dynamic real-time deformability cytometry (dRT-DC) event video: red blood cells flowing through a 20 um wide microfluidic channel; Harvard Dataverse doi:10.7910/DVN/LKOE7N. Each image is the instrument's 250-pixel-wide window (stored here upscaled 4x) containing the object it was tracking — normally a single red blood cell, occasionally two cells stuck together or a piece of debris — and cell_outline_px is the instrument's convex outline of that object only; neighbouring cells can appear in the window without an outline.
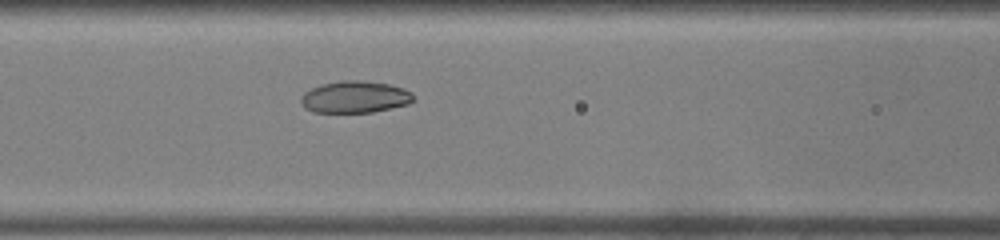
{"species": "common noctule bat (a hibernating species)", "species_latin": "Nyctalus noctula", "temperature_condition": "warm", "stored_images_in_passage": 41, "camera_frame_rate_fps": 3000, "um_per_image_px": 0.085, "animal": {"sex": "male", "body_mass_g": 19.0, "forearm_length_mm": 50.8}, "frame": {"image": 1, "passage_image": 14, "time_ms": 4.333, "image_size_px": [1000, 240], "cell_outline_px": [[412, 100], [408, 104], [372, 112], [312, 112], [304, 108], [300, 100], [300, 96], [304, 92], [320, 84], [340, 80], [364, 80], [388, 84], [404, 88], [412, 92]], "centroid_in_image_um": [30.12, 8.23], "position_along_channel_um": 136.5, "area_um2": 20.98}}
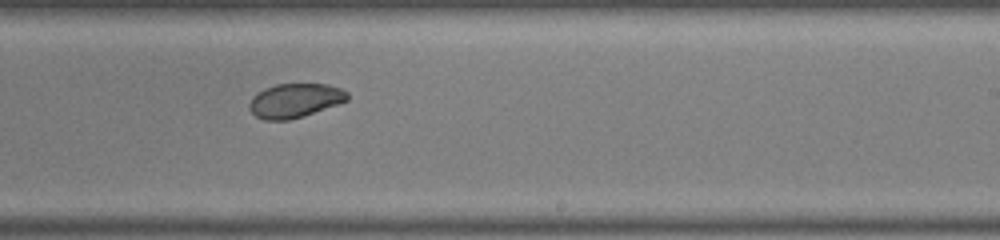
{"frame": {"image": 2, "passage_image": 23, "time_ms": 7.333, "image_size_px": [1000, 240], "cell_outline_px": [[348, 100], [288, 120], [264, 120], [256, 116], [248, 108], [248, 104], [252, 96], [256, 92], [264, 88], [276, 84], [328, 84], [340, 88], [348, 92]], "centroid_in_image_um": [25.01, 8.52], "position_along_channel_um": 264.0, "area_um2": 19.31}}
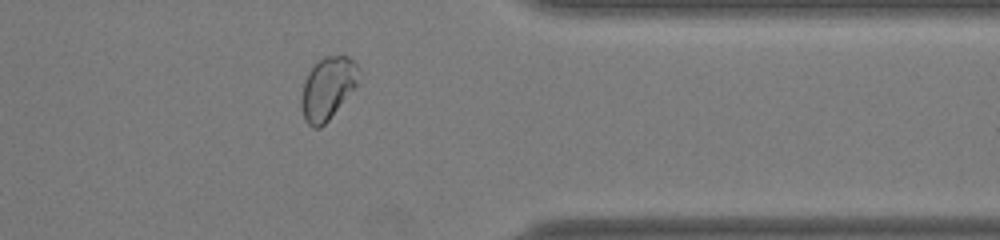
{"frame": {"image": 3, "passage_image": 32, "time_ms": 10.333, "image_size_px": [1000, 240], "cell_outline_px": [[360, 72], [356, 88], [328, 120], [320, 128], [312, 128], [304, 120], [300, 108], [300, 96], [304, 80], [312, 64], [324, 56], [348, 56], [360, 68]], "centroid_in_image_um": [27.83, 7.5], "position_along_channel_um": 383.6, "area_um2": 21.39}, "authors_computed_cell_mechanics": {"area_um2": 21.7328, "velocity_mm_per_s": 4.2757, "shape_relaxation_time_tau1_ms": 5.6865, "shape_relaxation_time_tau2_ms": 3.1581, "deformation_change_tau1": 0.1295, "deformation_change_tau2": 0.0443}}